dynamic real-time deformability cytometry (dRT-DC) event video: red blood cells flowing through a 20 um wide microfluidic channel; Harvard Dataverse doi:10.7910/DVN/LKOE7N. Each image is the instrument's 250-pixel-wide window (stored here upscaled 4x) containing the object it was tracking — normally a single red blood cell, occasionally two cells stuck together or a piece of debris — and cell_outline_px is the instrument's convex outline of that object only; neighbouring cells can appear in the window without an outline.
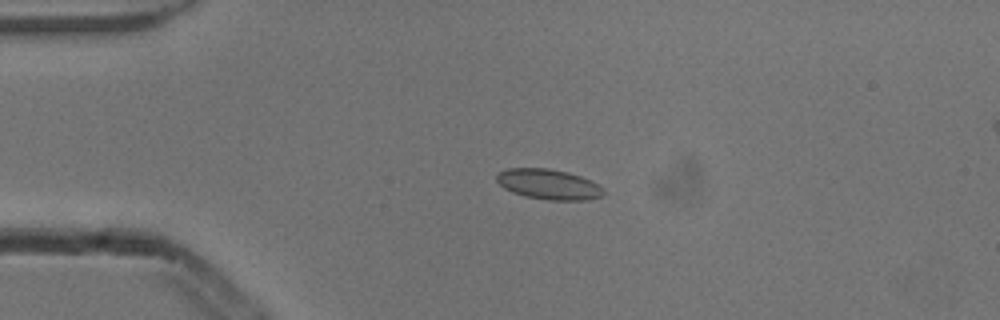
{"species": "common noctule bat (a hibernating species)", "species_latin": "Nyctalus noctula", "temperature_condition": "cold", "stored_images_in_passage": 8, "camera_frame_rate_fps": 3000, "um_per_image_px": 0.085, "animal": {"sex": "male", "body_mass_g": 13.3}, "frame": {"image": 1, "passage_image": 4, "time_ms": 1.0, "image_size_px": [1000, 320], "cell_outline_px": [[604, 196], [588, 200], [548, 200], [524, 196], [512, 192], [504, 188], [496, 180], [496, 176], [500, 172], [508, 168], [548, 168], [568, 172], [592, 180], [604, 188]], "centroid_in_image_um": [46.67, 15.67], "position_along_channel_um": 38.3, "area_um2": 19.02}}
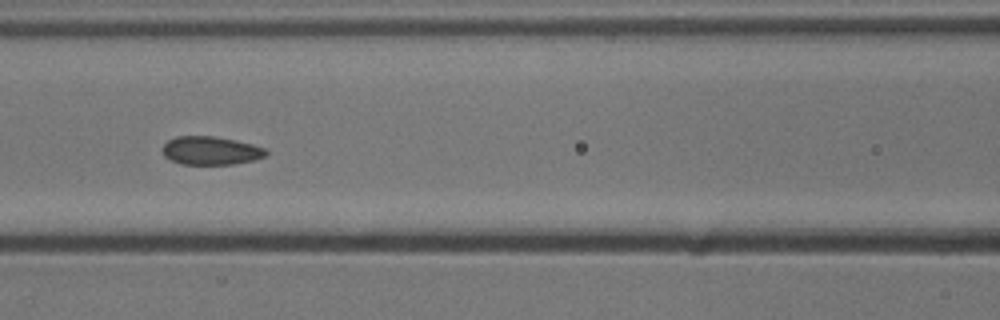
{"frame": {"image": 2, "passage_image": 7, "time_ms": 2.0, "image_size_px": [1000, 320], "cell_outline_px": [[268, 152], [264, 156], [256, 160], [232, 164], [180, 164], [164, 156], [160, 148], [168, 140], [176, 136], [216, 136], [236, 140], [252, 144], [264, 148]], "centroid_in_image_um": [17.89, 12.79], "position_along_channel_um": 148.7, "area_um2": 17.22}}
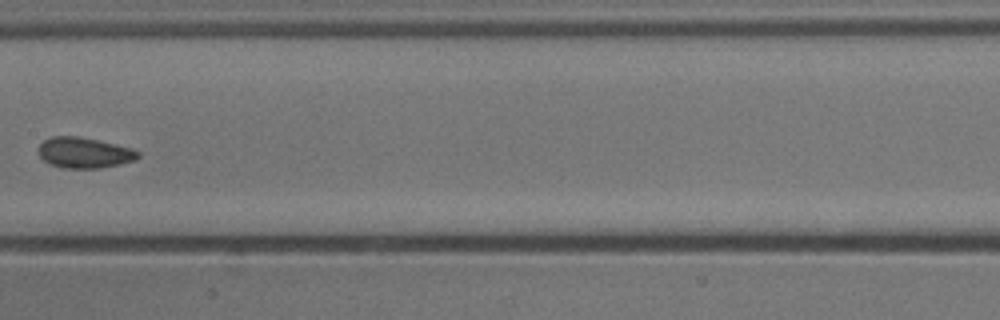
{"frame": {"image": 3, "passage_image": 8, "time_ms": 2.333, "image_size_px": [1000, 320], "cell_outline_px": [[140, 156], [136, 160], [100, 168], [64, 168], [48, 164], [40, 156], [40, 144], [44, 140], [52, 136], [76, 136], [96, 140], [132, 148], [140, 152]], "centroid_in_image_um": [7.17, 12.99], "position_along_channel_um": 200.2, "area_um2": 17.63}}